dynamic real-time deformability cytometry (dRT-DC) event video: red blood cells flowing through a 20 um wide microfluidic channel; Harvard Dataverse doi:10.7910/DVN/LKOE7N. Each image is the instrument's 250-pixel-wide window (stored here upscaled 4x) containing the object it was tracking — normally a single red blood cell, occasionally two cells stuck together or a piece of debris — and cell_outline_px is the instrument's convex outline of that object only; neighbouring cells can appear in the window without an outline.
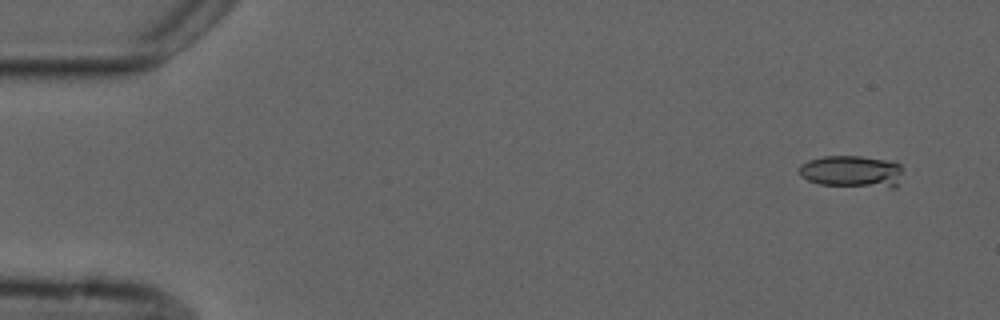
{"species": "common noctule bat (a hibernating species)", "species_latin": "Nyctalus noctula", "temperature_condition": "cold", "stored_images_in_passage": 4, "camera_frame_rate_fps": 3000, "um_per_image_px": 0.085, "animal": {"sex": "male", "forearm_length_mm": 52.5}, "frame": {"image": 1, "passage_image": 1, "time_ms": 0.0, "image_size_px": [1000, 320], "cell_outline_px": [[904, 168], [896, 188], [888, 188], [820, 184], [808, 180], [800, 176], [800, 164], [808, 160], [824, 156], [860, 156], [892, 160], [900, 164]], "centroid_in_image_um": [72.47, 14.57], "position_along_channel_um": 12.5, "area_um2": 19.71}}